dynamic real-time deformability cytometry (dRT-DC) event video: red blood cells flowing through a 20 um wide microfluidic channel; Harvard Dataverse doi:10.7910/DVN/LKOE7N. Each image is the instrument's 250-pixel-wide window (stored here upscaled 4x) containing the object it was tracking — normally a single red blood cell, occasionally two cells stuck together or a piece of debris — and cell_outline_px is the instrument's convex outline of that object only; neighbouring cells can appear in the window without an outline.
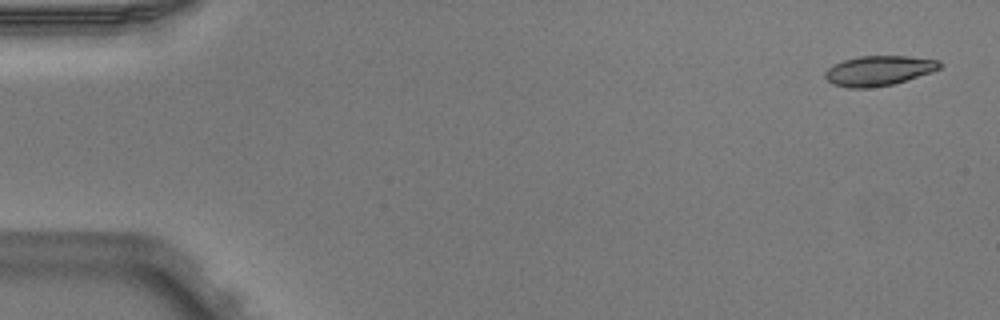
{"species": "Egyptian fruit bat (a non-hibernating species)", "species_latin": "Rousettus aegyptiacus", "temperature_condition": "warm", "stored_images_in_passage": 1, "camera_frame_rate_fps": 3000, "um_per_image_px": 0.085, "animal": {"sex": "male"}, "frame": {"image": 1, "passage_image": 1, "time_ms": 0.0, "image_size_px": [1000, 320], "cell_outline_px": [[944, 64], [940, 68], [932, 72], [892, 84], [868, 88], [848, 88], [832, 84], [824, 76], [824, 72], [828, 68], [844, 60], [860, 56], [908, 56], [940, 60]], "centroid_in_image_um": [74.71, 6.0], "position_along_channel_um": 10.3, "area_um2": 19.94}}